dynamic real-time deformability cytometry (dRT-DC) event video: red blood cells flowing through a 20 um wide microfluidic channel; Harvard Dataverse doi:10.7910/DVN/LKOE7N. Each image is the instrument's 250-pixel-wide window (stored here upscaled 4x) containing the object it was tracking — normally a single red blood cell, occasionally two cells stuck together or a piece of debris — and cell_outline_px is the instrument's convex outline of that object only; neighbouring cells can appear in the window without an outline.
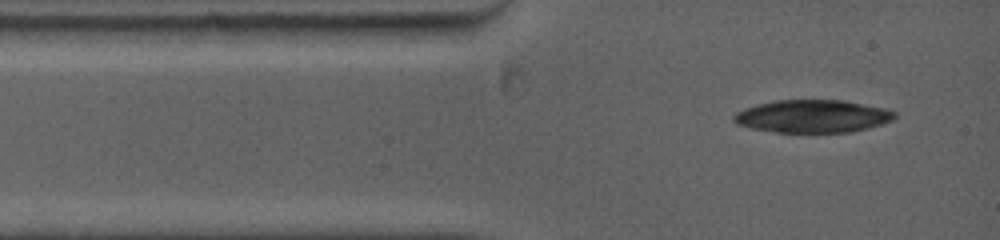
{"species": "common noctule bat (a hibernating species)", "species_latin": "Nyctalus noctula", "temperature_condition": "warm", "stored_images_in_passage": 1, "camera_frame_rate_fps": 5000, "um_per_image_px": 0.085, "animal": {"sex": "female", "body_mass_g": 19.0, "forearm_length_mm": 53.3}, "frame": {"image": 1, "passage_image": 1, "time_ms": 0.0, "image_size_px": [1000, 240], "cell_outline_px": [[896, 116], [892, 120], [868, 128], [852, 132], [776, 132], [752, 128], [736, 124], [732, 120], [732, 116], [736, 112], [772, 100], [844, 100], [884, 108], [896, 112]], "centroid_in_image_um": [69.07, 9.88], "position_along_channel_um": 15.9, "area_um2": 30.58}}